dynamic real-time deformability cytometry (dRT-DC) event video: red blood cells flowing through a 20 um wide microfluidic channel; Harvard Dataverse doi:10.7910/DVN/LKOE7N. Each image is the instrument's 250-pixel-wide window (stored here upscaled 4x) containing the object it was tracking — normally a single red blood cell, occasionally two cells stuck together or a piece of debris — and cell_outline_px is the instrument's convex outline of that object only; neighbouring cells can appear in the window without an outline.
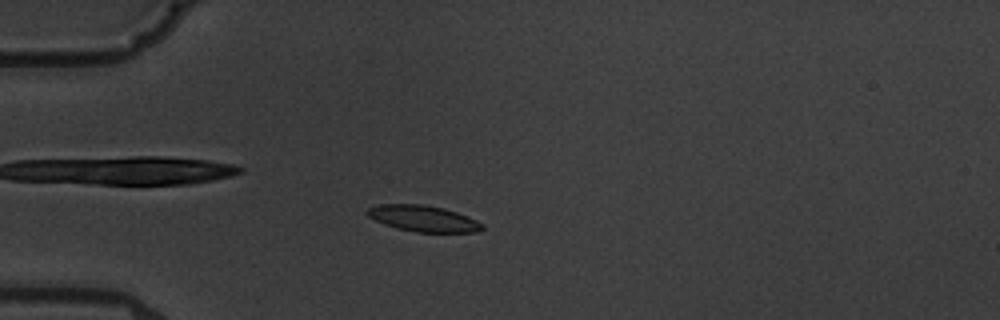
{"species": "common noctule bat (a hibernating species)", "species_latin": "Nyctalus noctula", "temperature_condition": "warm", "stored_images_in_passage": 4, "camera_frame_rate_fps": 3000, "um_per_image_px": 0.085, "animal": {"sex": "male", "body_mass_g": 19.5, "forearm_length_mm": 54.6}, "frame": {"image": 1, "passage_image": 3, "time_ms": 2.333, "image_size_px": [1000, 320], "cell_outline_px": [[484, 228], [476, 232], [416, 232], [396, 228], [384, 224], [368, 216], [364, 212], [368, 208], [380, 204], [424, 204], [444, 208], [468, 216], [484, 224]], "centroid_in_image_um": [35.97, 18.57], "position_along_channel_um": 49.0, "area_um2": 17.57}}